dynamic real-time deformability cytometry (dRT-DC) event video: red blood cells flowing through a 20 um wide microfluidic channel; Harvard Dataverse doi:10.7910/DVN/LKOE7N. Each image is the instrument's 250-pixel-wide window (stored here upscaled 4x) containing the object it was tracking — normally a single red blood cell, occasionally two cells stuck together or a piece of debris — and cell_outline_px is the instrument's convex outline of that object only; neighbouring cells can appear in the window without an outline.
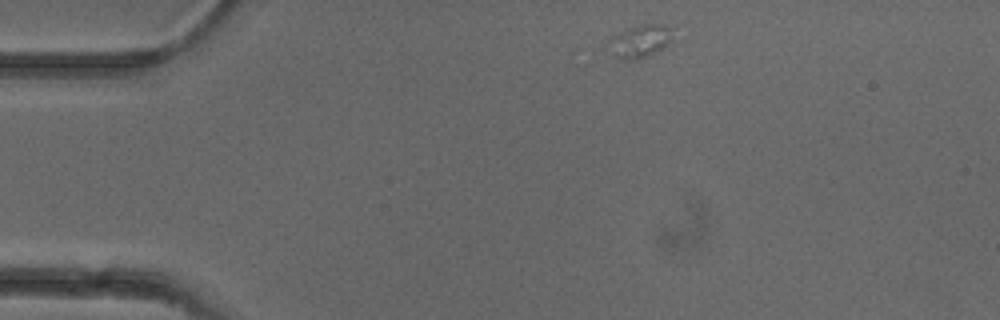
{"species": "common noctule bat (a hibernating species)", "species_latin": "Nyctalus noctula", "temperature_condition": "cold", "stored_images_in_passage": 45, "camera_frame_rate_fps": 3000, "um_per_image_px": 0.085, "animal": {"sex": "female"}, "frame": {"image": 1, "passage_image": 1, "time_ms": 0.0, "image_size_px": [1000, 320], "cell_outline_px": [[672, 28], [668, 40], [664, 48], [648, 56], [628, 60], [620, 60], [616, 56], [608, 40], [616, 32], [640, 24], [660, 24]], "centroid_in_image_um": [54.37, 3.48], "position_along_channel_um": 30.6, "area_um2": 11.91}}
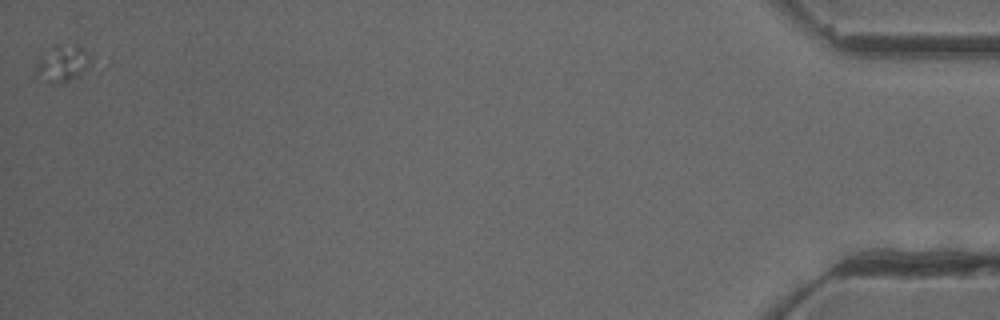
{"frame": {"image": 2, "passage_image": 45, "time_ms": 14.667, "image_size_px": [1000, 320], "cell_outline_px": [[96, 56], [88, 68], [76, 76], [68, 80], [52, 84], [36, 72], [36, 52], [56, 44], [80, 48]], "centroid_in_image_um": [5.29, 5.33], "position_along_channel_um": 429.9, "area_um2": 11.91}}